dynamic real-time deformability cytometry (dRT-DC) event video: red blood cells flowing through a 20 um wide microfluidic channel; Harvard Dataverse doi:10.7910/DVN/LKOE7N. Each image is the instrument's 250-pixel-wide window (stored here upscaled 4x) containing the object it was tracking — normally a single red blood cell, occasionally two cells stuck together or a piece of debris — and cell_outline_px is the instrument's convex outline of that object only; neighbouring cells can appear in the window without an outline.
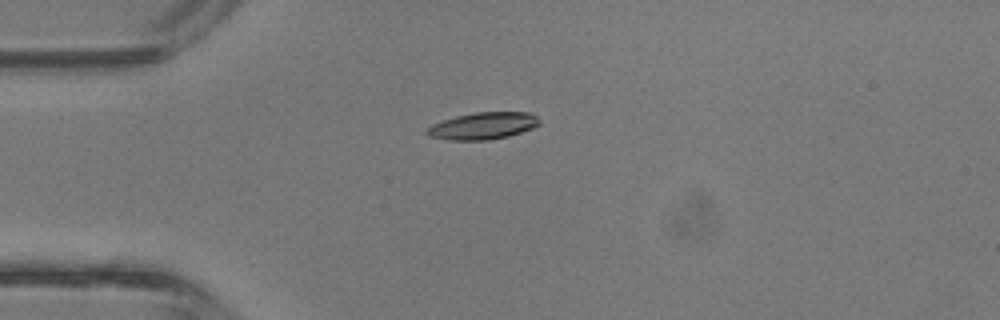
{"species": "common noctule bat (a hibernating species)", "species_latin": "Nyctalus noctula", "temperature_condition": "room temperature", "stored_images_in_passage": 5, "camera_frame_rate_fps": 3000, "um_per_image_px": 0.085, "animal": {"sex": "male", "body_mass_g": 13.3}, "frame": {"image": 1, "passage_image": 4, "time_ms": 1.0, "image_size_px": [1000, 320], "cell_outline_px": [[540, 124], [532, 128], [508, 136], [488, 140], [448, 140], [428, 136], [424, 132], [432, 124], [456, 116], [476, 112], [532, 112], [540, 120]], "centroid_in_image_um": [41.05, 10.69], "position_along_channel_um": 43.9, "area_um2": 17.69}}